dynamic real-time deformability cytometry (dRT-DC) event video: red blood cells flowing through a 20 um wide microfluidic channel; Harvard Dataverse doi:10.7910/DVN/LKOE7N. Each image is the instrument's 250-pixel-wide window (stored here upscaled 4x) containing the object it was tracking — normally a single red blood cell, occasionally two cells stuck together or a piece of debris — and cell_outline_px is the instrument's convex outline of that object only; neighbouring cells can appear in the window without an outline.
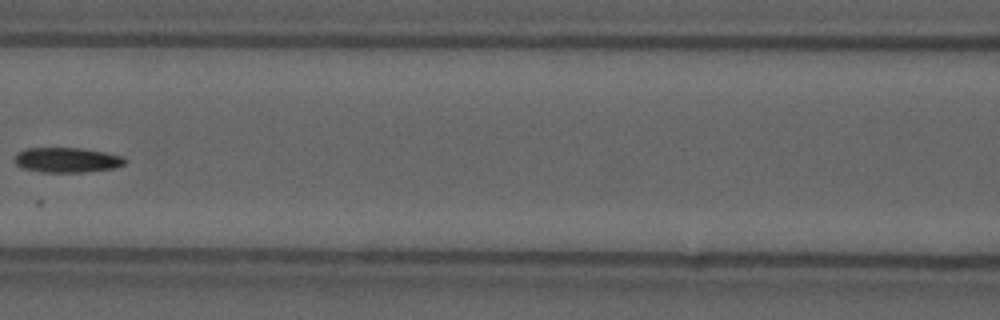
{"species": "common noctule bat (a hibernating species)", "species_latin": "Nyctalus noctula", "temperature_condition": "cold", "stored_images_in_passage": 9, "camera_frame_rate_fps": 3000, "um_per_image_px": 0.085, "animal": {"sex": "male", "forearm_length_mm": 52.5}, "frame": {"image": 1, "passage_image": 6, "time_ms": 1.667, "image_size_px": [1000, 320], "cell_outline_px": [[128, 160], [124, 164], [116, 168], [84, 172], [40, 172], [24, 168], [16, 164], [16, 156], [24, 148], [84, 148], [124, 156]], "centroid_in_image_um": [5.76, 13.6], "position_along_channel_um": 160.8, "area_um2": 16.07}}